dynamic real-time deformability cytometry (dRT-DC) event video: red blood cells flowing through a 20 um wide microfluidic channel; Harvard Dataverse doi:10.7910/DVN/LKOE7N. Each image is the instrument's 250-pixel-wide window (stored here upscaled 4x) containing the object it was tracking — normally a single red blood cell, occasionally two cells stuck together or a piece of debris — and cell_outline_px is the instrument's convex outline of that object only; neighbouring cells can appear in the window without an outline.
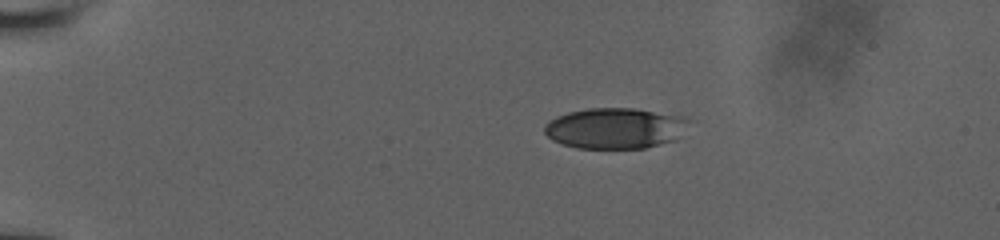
{"species": "human", "species_latin": "Homo sapiens", "temperature_condition": "room temperature", "stored_images_in_passage": 41, "camera_frame_rate_fps": 3000, "um_per_image_px": 0.085, "donor": {"sex": "male"}, "frame": {"image": 1, "passage_image": 1, "time_ms": 0.0, "image_size_px": [1000, 240], "cell_outline_px": [[688, 120], [676, 140], [644, 148], [576, 148], [560, 144], [552, 140], [544, 132], [544, 124], [548, 120], [556, 116], [568, 112], [588, 108], [636, 108], [688, 116]], "centroid_in_image_um": [52.25, 10.89], "position_along_channel_um": 32.8, "area_um2": 34.56}}
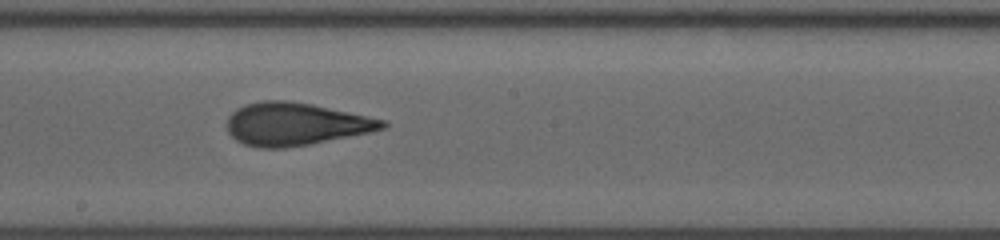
{"frame": {"image": 2, "passage_image": 22, "time_ms": 7.0, "image_size_px": [1000, 240], "cell_outline_px": [[388, 124], [384, 128], [372, 132], [308, 144], [284, 148], [256, 148], [244, 144], [236, 140], [228, 132], [228, 116], [236, 108], [244, 104], [260, 100], [284, 100], [312, 104], [388, 120]], "centroid_in_image_um": [25.11, 10.54], "position_along_channel_um": 223.1, "area_um2": 38.84}}
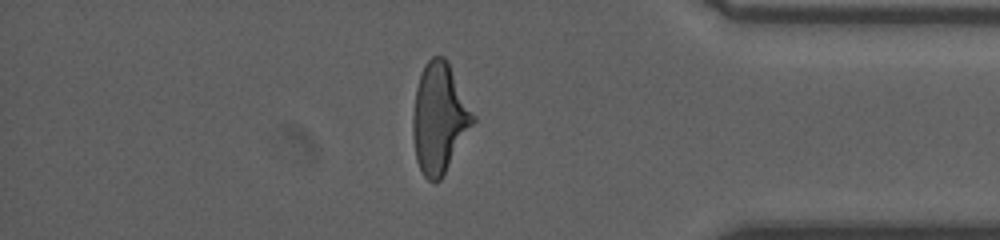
{"frame": {"image": 3, "passage_image": 37, "time_ms": 12.0, "image_size_px": [1000, 240], "cell_outline_px": [[476, 120], [440, 180], [436, 184], [428, 180], [424, 176], [416, 160], [412, 136], [412, 116], [416, 88], [424, 64], [432, 56], [444, 56], [448, 60], [476, 116]], "centroid_in_image_um": [37.34, 10.03], "position_along_channel_um": 397.9, "area_um2": 38.78}}